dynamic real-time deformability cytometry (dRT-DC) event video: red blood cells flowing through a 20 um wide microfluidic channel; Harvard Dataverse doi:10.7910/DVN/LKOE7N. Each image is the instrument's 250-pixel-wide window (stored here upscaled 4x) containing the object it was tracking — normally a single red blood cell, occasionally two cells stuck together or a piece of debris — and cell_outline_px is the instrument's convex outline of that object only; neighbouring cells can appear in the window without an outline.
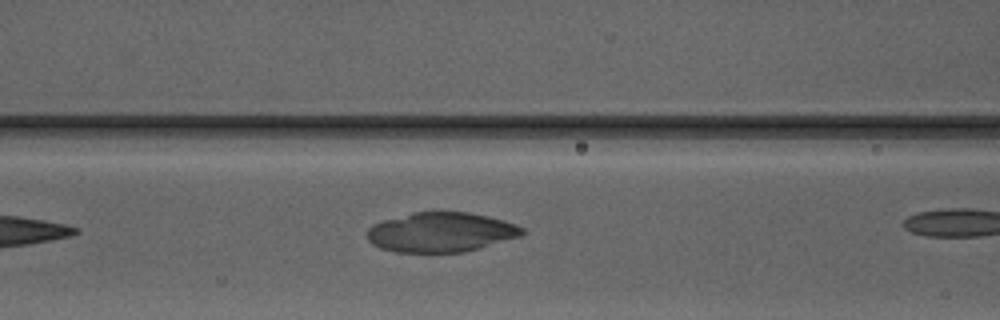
{"species": "Egyptian fruit bat (a non-hibernating species)", "species_latin": "Rousettus aegyptiacus", "temperature_condition": "warm", "stored_images_in_passage": 6, "camera_frame_rate_fps": 3000, "um_per_image_px": 0.085, "animal": {"sex": "male"}, "frame": {"image": 1, "passage_image": 5, "time_ms": 5.0, "image_size_px": [1000, 320], "cell_outline_px": [[528, 232], [520, 236], [480, 248], [464, 252], [396, 252], [380, 248], [372, 244], [368, 240], [368, 228], [372, 224], [384, 220], [412, 212], [468, 212], [488, 216], [516, 224], [524, 228]], "centroid_in_image_um": [37.49, 19.74], "position_along_channel_um": 129.1, "area_um2": 35.89}}